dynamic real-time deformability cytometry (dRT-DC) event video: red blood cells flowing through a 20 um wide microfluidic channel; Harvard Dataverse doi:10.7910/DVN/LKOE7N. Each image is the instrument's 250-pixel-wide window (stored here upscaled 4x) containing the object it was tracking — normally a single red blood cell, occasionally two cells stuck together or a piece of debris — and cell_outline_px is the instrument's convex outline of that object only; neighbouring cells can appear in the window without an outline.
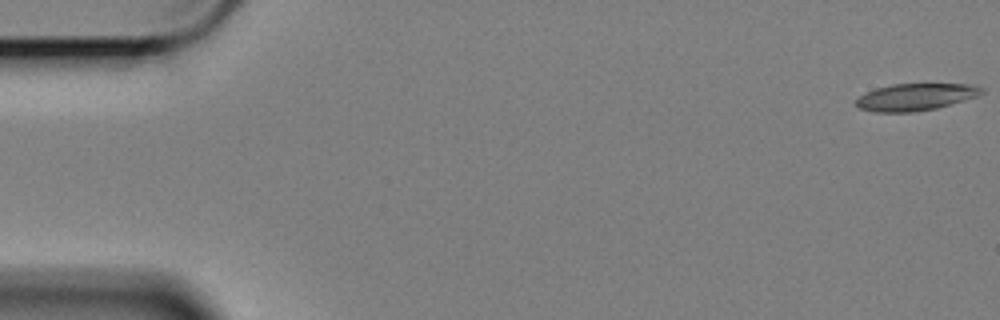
{"species": "Egyptian fruit bat (a non-hibernating species)", "species_latin": "Rousettus aegyptiacus", "temperature_condition": "cold", "stored_images_in_passage": 9, "camera_frame_rate_fps": 3000, "um_per_image_px": 0.085, "animal": {"sex": "female"}, "frame": {"image": 1, "passage_image": 1, "time_ms": 0.0, "image_size_px": [1000, 320], "cell_outline_px": [[984, 92], [976, 96], [964, 100], [936, 108], [912, 112], [876, 112], [860, 108], [856, 104], [856, 100], [860, 96], [876, 88], [892, 84], [972, 84], [984, 88]], "centroid_in_image_um": [77.84, 8.24], "position_along_channel_um": 7.2, "area_um2": 19.54}}